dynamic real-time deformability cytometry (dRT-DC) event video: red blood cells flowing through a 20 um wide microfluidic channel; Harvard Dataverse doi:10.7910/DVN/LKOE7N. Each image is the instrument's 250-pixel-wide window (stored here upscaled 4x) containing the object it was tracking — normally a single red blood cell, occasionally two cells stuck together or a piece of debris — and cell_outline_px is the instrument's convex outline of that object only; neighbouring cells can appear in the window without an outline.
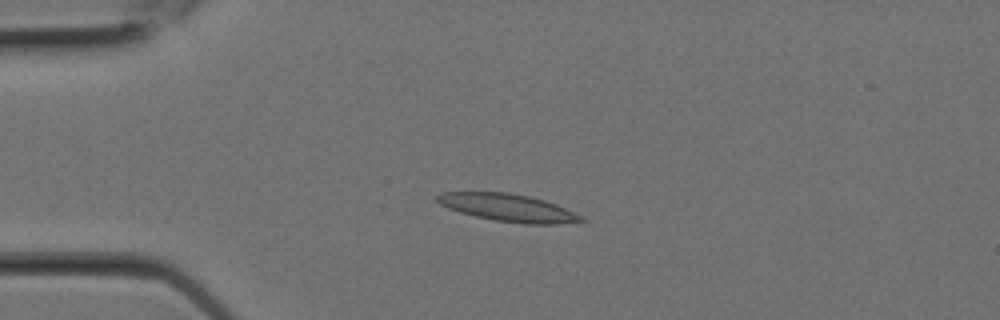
{"species": "Egyptian fruit bat (a non-hibernating species)", "species_latin": "Rousettus aegyptiacus", "temperature_condition": "room temperature", "stored_images_in_passage": 2, "camera_frame_rate_fps": 3000, "um_per_image_px": 0.085, "animal": {"sex": "female"}, "frame": {"image": 1, "passage_image": 2, "time_ms": 0.333, "image_size_px": [1000, 320], "cell_outline_px": [[588, 220], [556, 224], [524, 224], [496, 220], [476, 216], [460, 212], [448, 208], [440, 204], [436, 200], [436, 196], [440, 192], [508, 192], [528, 196], [544, 200], [556, 204], [584, 216]], "centroid_in_image_um": [43.21, 17.65], "position_along_channel_um": 41.8, "area_um2": 23.06}}